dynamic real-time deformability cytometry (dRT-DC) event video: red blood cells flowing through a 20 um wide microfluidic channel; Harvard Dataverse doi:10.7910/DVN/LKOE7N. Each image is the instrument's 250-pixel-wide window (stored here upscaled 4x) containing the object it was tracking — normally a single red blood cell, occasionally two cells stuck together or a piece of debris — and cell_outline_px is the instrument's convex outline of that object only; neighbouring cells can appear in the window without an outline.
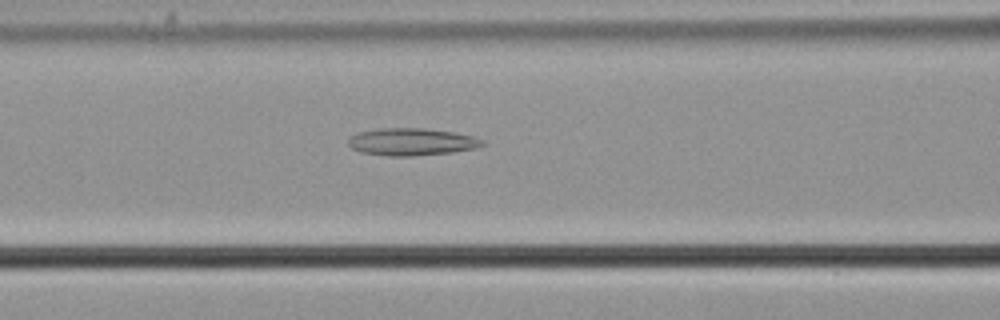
{"species": "common noctule bat (a hibernating species)", "species_latin": "Nyctalus noctula", "temperature_condition": "cold", "stored_images_in_passage": 50, "camera_frame_rate_fps": 3000, "um_per_image_px": 0.085, "animal": {"sex": "male", "body_mass_g": 21.5, "forearm_length_mm": 52.0}, "frame": {"image": 1, "passage_image": 18, "time_ms": 5.667, "image_size_px": [1000, 320], "cell_outline_px": [[484, 144], [476, 148], [452, 152], [412, 156], [388, 156], [360, 152], [352, 148], [348, 144], [348, 140], [352, 136], [360, 132], [380, 128], [424, 128], [452, 132], [472, 136], [484, 140]], "centroid_in_image_um": [34.98, 12.06], "position_along_channel_um": 131.6, "area_um2": 21.21}}
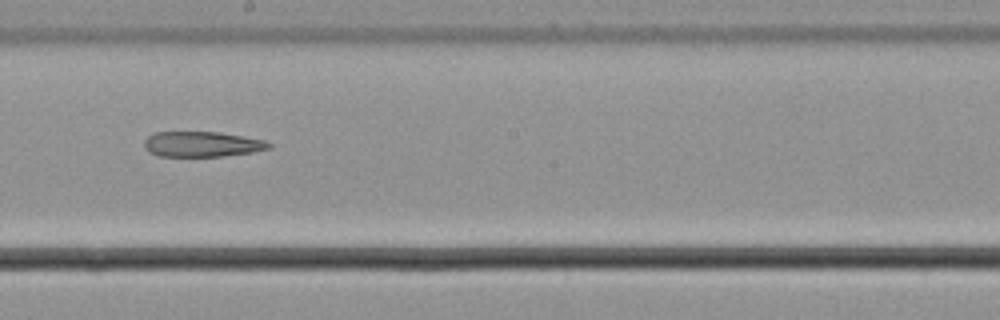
{"frame": {"image": 2, "passage_image": 26, "time_ms": 8.333, "image_size_px": [1000, 320], "cell_outline_px": [[272, 148], [252, 152], [220, 156], [160, 156], [148, 152], [144, 148], [144, 140], [148, 136], [156, 132], [220, 132], [264, 140], [272, 144]], "centroid_in_image_um": [17.16, 12.25], "position_along_channel_um": 231.0, "area_um2": 18.38}}
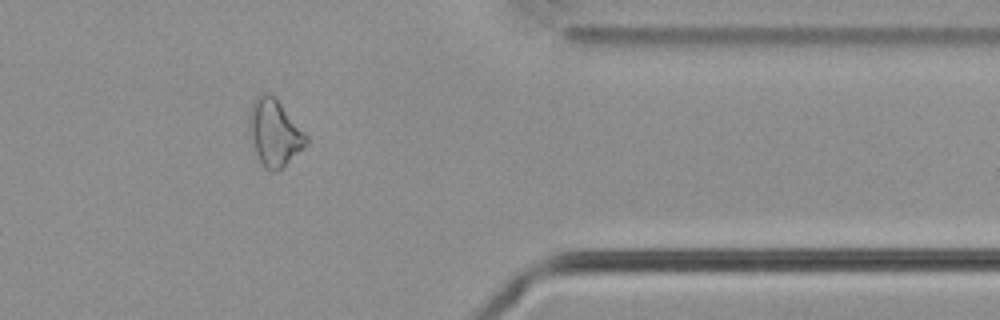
{"frame": {"image": 3, "passage_image": 40, "time_ms": 13.0, "image_size_px": [1000, 320], "cell_outline_px": [[308, 144], [280, 168], [272, 172], [264, 168], [256, 156], [248, 128], [248, 116], [252, 104], [256, 96], [264, 92], [268, 92], [276, 96], [308, 136]], "centroid_in_image_um": [23.31, 11.24], "position_along_channel_um": 388.1, "area_um2": 22.37}}